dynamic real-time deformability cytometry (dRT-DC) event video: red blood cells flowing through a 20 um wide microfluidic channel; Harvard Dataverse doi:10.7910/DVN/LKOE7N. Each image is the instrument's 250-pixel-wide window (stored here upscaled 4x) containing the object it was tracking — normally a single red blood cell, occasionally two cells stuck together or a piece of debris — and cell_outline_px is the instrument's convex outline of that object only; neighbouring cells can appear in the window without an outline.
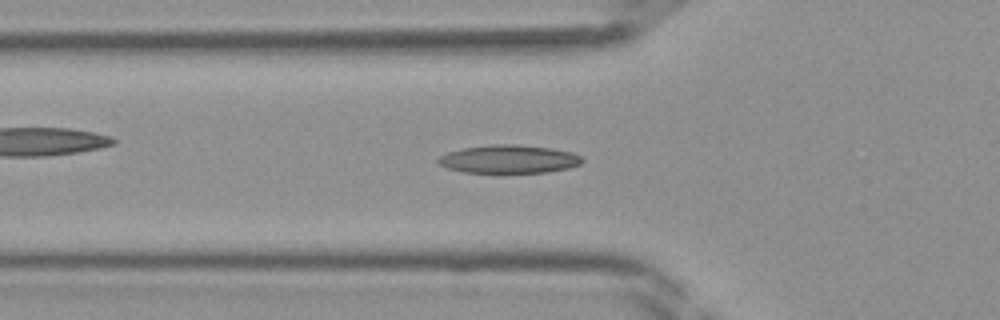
{"species": "Egyptian fruit bat (a non-hibernating species)", "species_latin": "Rousettus aegyptiacus", "temperature_condition": "room temperature", "stored_images_in_passage": 29, "camera_frame_rate_fps": 3000, "um_per_image_px": 0.085, "frame": {"image": 1, "passage_image": 2, "time_ms": 0.333, "image_size_px": [1000, 320], "cell_outline_px": [[584, 160], [580, 164], [568, 168], [548, 172], [464, 172], [448, 168], [440, 164], [436, 160], [440, 156], [448, 152], [460, 148], [492, 144], [516, 144], [552, 148], [572, 152], [580, 156]], "centroid_in_image_um": [43.26, 13.51], "position_along_channel_um": 82.5, "area_um2": 23.64}}
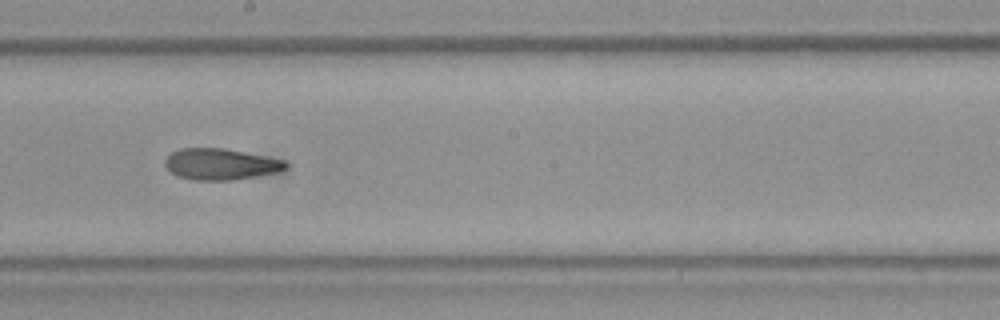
{"frame": {"image": 2, "passage_image": 11, "time_ms": 3.333, "image_size_px": [1000, 320], "cell_outline_px": [[288, 168], [276, 172], [256, 176], [232, 180], [196, 180], [176, 176], [164, 164], [164, 160], [172, 152], [180, 148], [224, 148], [284, 160], [288, 164]], "centroid_in_image_um": [18.74, 13.95], "position_along_channel_um": 229.5, "area_um2": 21.85}}
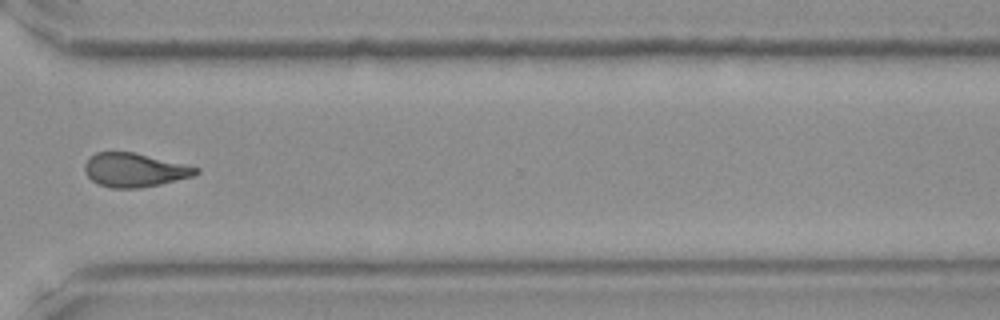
{"frame": {"image": 3, "passage_image": 19, "time_ms": 6.0, "image_size_px": [1000, 320], "cell_outline_px": [[200, 172], [192, 176], [160, 184], [140, 188], [112, 188], [100, 184], [92, 180], [84, 172], [84, 164], [96, 152], [132, 152], [200, 168]], "centroid_in_image_um": [11.42, 14.46], "position_along_channel_um": 359.2, "area_um2": 21.56}}